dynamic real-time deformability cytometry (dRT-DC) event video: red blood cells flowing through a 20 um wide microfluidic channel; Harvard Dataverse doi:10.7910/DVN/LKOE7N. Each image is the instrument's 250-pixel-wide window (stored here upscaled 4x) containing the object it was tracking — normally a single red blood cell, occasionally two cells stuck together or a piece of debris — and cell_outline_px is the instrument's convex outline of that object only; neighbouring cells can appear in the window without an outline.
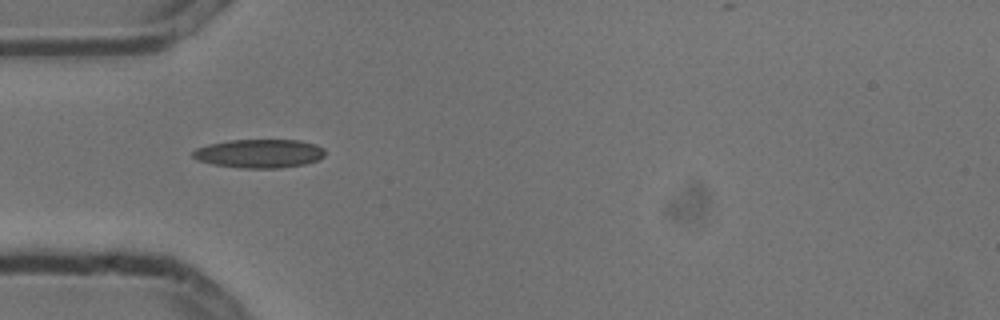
{"species": "common noctule bat (a hibernating species)", "species_latin": "Nyctalus noctula", "temperature_condition": "cold", "stored_images_in_passage": 5, "camera_frame_rate_fps": 3000, "um_per_image_px": 0.085, "animal": {"sex": "male", "body_mass_g": 13.3}, "frame": {"image": 1, "passage_image": 4, "time_ms": 1.0, "image_size_px": [1000, 320], "cell_outline_px": [[324, 156], [316, 160], [304, 164], [280, 168], [244, 168], [212, 164], [196, 160], [192, 156], [192, 152], [196, 148], [208, 144], [228, 140], [300, 140], [316, 144], [324, 148]], "centroid_in_image_um": [22.02, 13.04], "position_along_channel_um": 63.0, "area_um2": 22.14}}
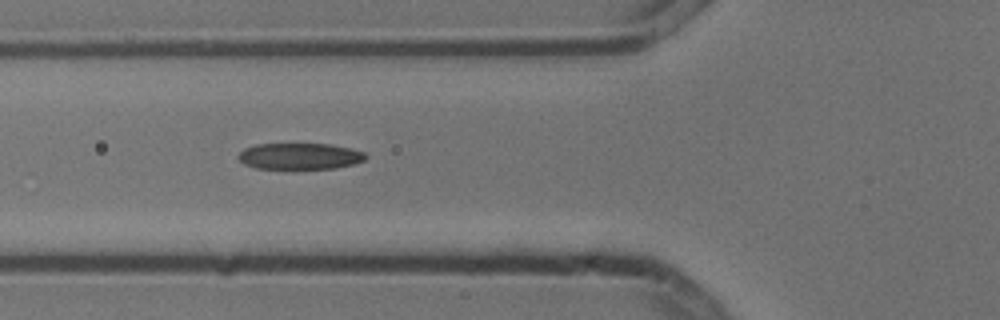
{"frame": {"image": 2, "passage_image": 5, "time_ms": 1.333, "image_size_px": [1000, 320], "cell_outline_px": [[368, 156], [364, 160], [352, 164], [336, 168], [256, 168], [244, 164], [236, 156], [244, 148], [256, 144], [328, 144], [348, 148], [364, 152]], "centroid_in_image_um": [25.45, 13.27], "position_along_channel_um": 100.3, "area_um2": 19.31}}